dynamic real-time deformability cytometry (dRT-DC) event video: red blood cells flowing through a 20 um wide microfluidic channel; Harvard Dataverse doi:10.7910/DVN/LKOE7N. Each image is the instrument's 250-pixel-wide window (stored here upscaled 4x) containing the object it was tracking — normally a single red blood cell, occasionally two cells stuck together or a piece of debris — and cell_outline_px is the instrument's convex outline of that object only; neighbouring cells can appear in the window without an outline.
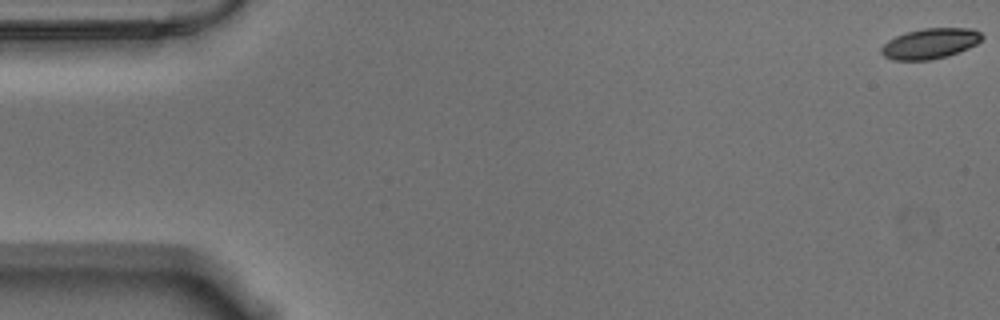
{"species": "Egyptian fruit bat (a non-hibernating species)", "species_latin": "Rousettus aegyptiacus", "temperature_condition": "warm", "stored_images_in_passage": 58, "camera_frame_rate_fps": 3000, "um_per_image_px": 0.085, "animal": {"sex": "male"}, "frame": {"image": 1, "passage_image": 1, "time_ms": 0.0, "image_size_px": [1000, 320], "cell_outline_px": [[984, 36], [976, 44], [960, 52], [948, 56], [932, 60], [892, 60], [884, 56], [880, 52], [880, 48], [888, 40], [896, 36], [908, 32], [924, 28], [972, 28], [980, 32]], "centroid_in_image_um": [79.06, 3.71], "position_along_channel_um": 5.9, "area_um2": 17.92}}
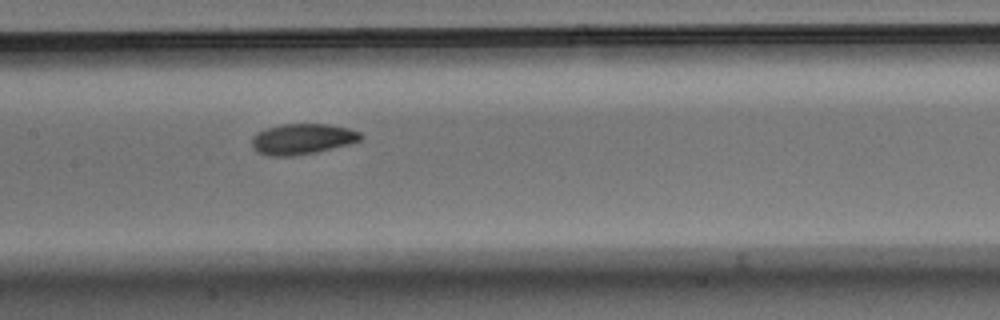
{"frame": {"image": 2, "passage_image": 28, "time_ms": 9.0, "image_size_px": [1000, 320], "cell_outline_px": [[360, 140], [348, 144], [316, 152], [292, 156], [268, 156], [256, 152], [252, 148], [252, 136], [256, 132], [280, 124], [328, 124], [348, 128], [360, 132]], "centroid_in_image_um": [25.63, 11.82], "position_along_channel_um": 181.8, "area_um2": 19.42}}
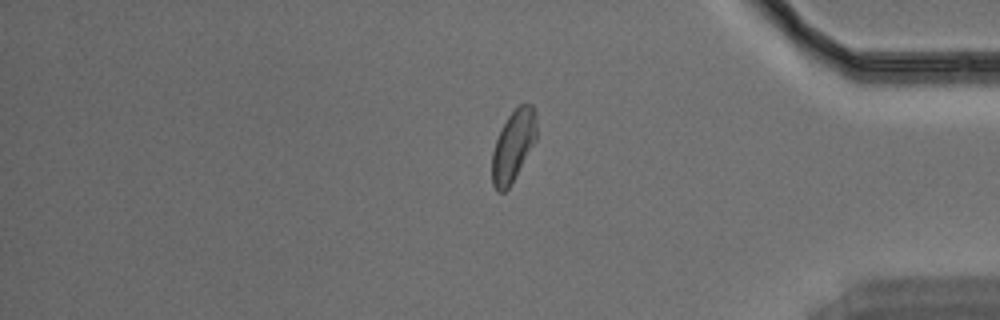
{"frame": {"image": 3, "passage_image": 48, "time_ms": 15.667, "image_size_px": [1000, 320], "cell_outline_px": [[536, 140], [508, 188], [504, 192], [496, 192], [492, 184], [492, 152], [496, 140], [508, 116], [520, 104], [532, 104], [536, 116]], "centroid_in_image_um": [43.61, 12.4], "position_along_channel_um": 391.6, "area_um2": 18.15}, "authors_computed_cell_mechanics": {"area_um2": 18.8717, "velocity_mm_per_s": 3.5336, "shape_relaxation_time_tau1_ms": 6.8908, "shape_relaxation_time_tau2_ms": 6.0717, "deformation_change_tau1": 0.1706, "deformation_change_tau2": 0.1063}}